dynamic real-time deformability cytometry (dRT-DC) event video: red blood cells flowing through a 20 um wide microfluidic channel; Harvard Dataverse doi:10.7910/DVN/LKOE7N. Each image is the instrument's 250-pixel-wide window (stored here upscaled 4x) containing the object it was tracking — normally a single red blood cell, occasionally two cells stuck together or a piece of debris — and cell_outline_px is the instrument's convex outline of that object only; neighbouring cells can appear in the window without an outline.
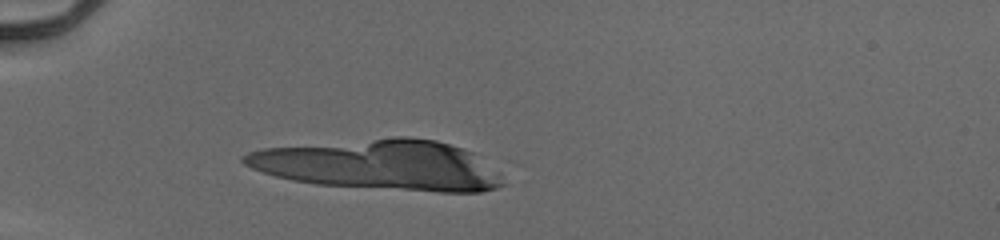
{"species": "human", "species_latin": "Homo sapiens", "temperature_condition": "cold", "stored_images_in_passage": 34, "camera_frame_rate_fps": 3000, "um_per_image_px": 0.085, "donor": {"sex": "male"}, "frame": {"image": 1, "passage_image": 7, "time_ms": 2.0, "image_size_px": [1000, 240], "cell_outline_px": [[488, 188], [420, 188], [340, 184], [372, 144], [380, 140], [428, 140], [444, 144], [452, 148]], "centroid_in_image_um": [35.07, 14.16], "position_along_channel_um": 49.9, "area_um2": 36.65}}